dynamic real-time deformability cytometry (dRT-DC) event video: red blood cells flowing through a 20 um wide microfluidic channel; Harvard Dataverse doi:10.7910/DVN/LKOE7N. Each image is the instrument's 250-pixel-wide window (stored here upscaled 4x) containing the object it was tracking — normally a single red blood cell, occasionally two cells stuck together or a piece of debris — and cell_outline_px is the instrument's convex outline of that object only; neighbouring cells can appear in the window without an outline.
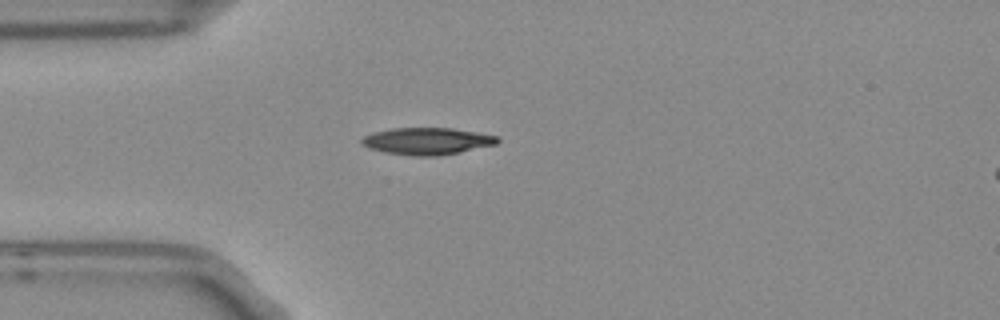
{"species": "Egyptian fruit bat (a non-hibernating species)", "species_latin": "Rousettus aegyptiacus", "temperature_condition": "room temperature", "stored_images_in_passage": 3, "camera_frame_rate_fps": 3000, "um_per_image_px": 0.085, "frame": {"image": 1, "passage_image": 1, "time_ms": 0.0, "image_size_px": [1000, 320], "cell_outline_px": [[500, 140], [496, 144], [460, 152], [436, 156], [412, 156], [384, 152], [368, 148], [360, 144], [360, 140], [364, 136], [372, 132], [392, 128], [452, 128], [500, 136]], "centroid_in_image_um": [36.28, 11.99], "position_along_channel_um": 48.7, "area_um2": 21.5}}
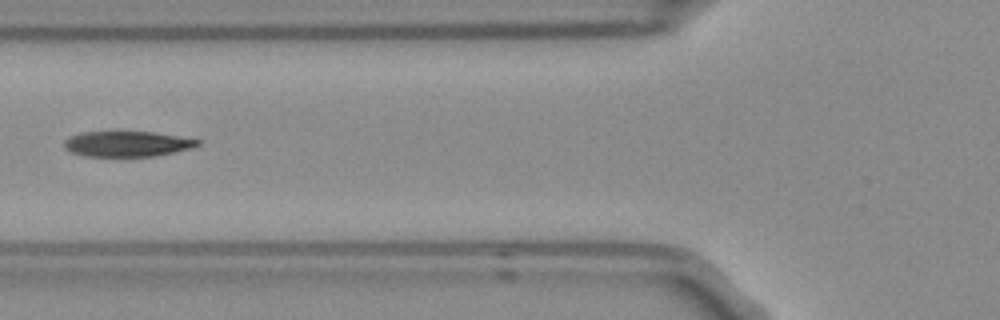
{"frame": {"image": 2, "passage_image": 3, "time_ms": 0.667, "image_size_px": [1000, 320], "cell_outline_px": [[200, 144], [192, 148], [156, 156], [84, 156], [72, 152], [64, 148], [64, 140], [72, 136], [84, 132], [152, 132], [200, 140]], "centroid_in_image_um": [10.81, 12.24], "position_along_channel_um": 115.0, "area_um2": 19.54}}